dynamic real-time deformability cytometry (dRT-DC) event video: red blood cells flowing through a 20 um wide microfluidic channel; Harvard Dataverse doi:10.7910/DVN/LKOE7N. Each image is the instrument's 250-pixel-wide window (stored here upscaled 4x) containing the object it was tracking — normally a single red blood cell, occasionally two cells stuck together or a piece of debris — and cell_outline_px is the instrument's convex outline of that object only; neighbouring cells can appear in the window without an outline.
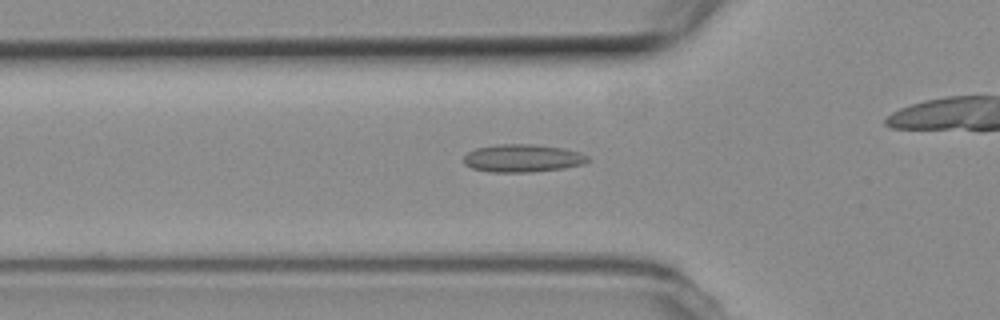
{"species": "common noctule bat (a hibernating species)", "species_latin": "Nyctalus noctula", "temperature_condition": "room temperature", "stored_images_in_passage": 45, "camera_frame_rate_fps": 3000, "um_per_image_px": 0.085, "animal": {"sex": "female", "body_mass_g": 19.3, "forearm_length_mm": 54.1}, "frame": {"image": 1, "passage_image": 18, "time_ms": 5.667, "image_size_px": [1000, 320], "cell_outline_px": [[592, 160], [584, 164], [564, 168], [532, 172], [488, 172], [472, 168], [464, 164], [464, 156], [468, 152], [476, 148], [496, 144], [532, 144], [564, 148], [588, 156]], "centroid_in_image_um": [44.42, 13.45], "position_along_channel_um": 81.4, "area_um2": 20.23}}
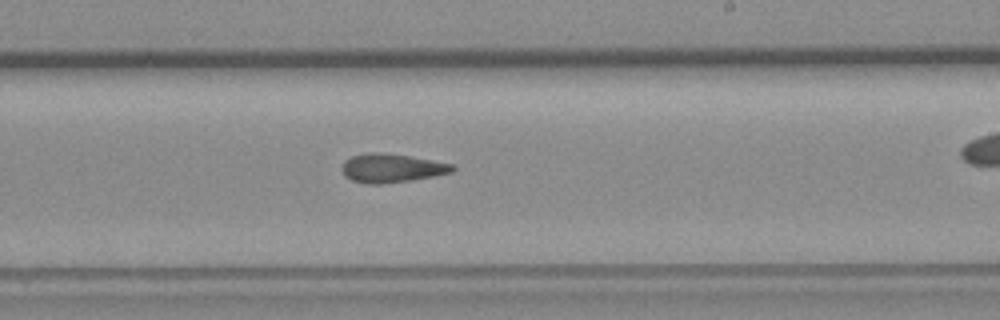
{"frame": {"image": 2, "passage_image": 32, "time_ms": 10.333, "image_size_px": [1000, 320], "cell_outline_px": [[456, 168], [452, 172], [412, 180], [380, 184], [368, 184], [352, 180], [344, 176], [340, 168], [344, 160], [352, 156], [372, 152], [412, 156], [452, 164]], "centroid_in_image_um": [33.25, 14.29], "position_along_channel_um": 255.7, "area_um2": 18.44}}
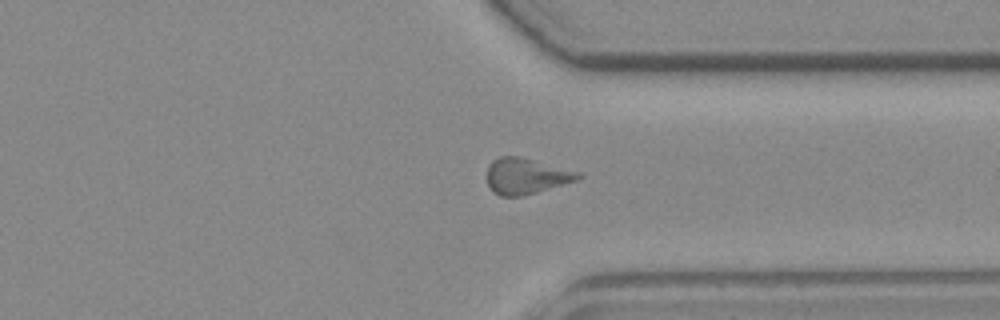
{"frame": {"image": 3, "passage_image": 41, "time_ms": 13.333, "image_size_px": [1000, 320], "cell_outline_px": [[584, 176], [576, 180], [524, 196], [500, 196], [492, 192], [488, 184], [488, 164], [492, 160], [500, 156], [520, 156], [580, 172]], "centroid_in_image_um": [44.7, 14.96], "position_along_channel_um": 366.7, "area_um2": 19.07}, "authors_computed_cell_mechanics": {"area_um2": 18.6116, "velocity_mm_per_s": 3.7248, "shape_relaxation_time_tau1_ms": null, "shape_relaxation_time_tau2_ms": 3.7633, "deformation_change_tau1": null, "deformation_change_tau2": 0.1006}}